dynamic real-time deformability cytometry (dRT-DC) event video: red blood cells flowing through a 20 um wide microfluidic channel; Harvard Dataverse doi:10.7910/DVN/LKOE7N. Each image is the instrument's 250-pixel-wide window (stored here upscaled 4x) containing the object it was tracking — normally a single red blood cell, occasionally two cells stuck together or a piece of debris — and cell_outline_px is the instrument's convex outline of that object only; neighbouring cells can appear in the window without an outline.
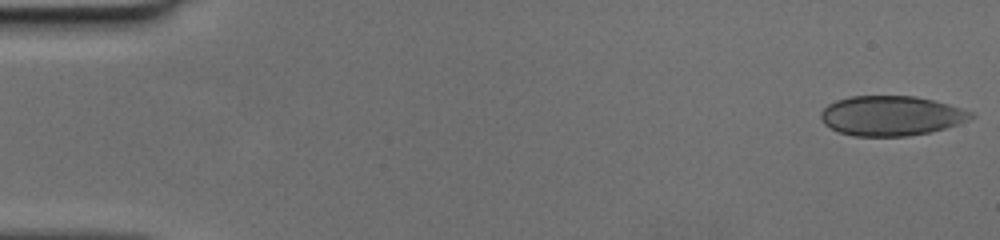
{"species": "human", "species_latin": "Homo sapiens", "temperature_condition": "cold", "stored_images_in_passage": 48, "camera_frame_rate_fps": 3000, "um_per_image_px": 0.085, "donor": {"sex": "female"}, "frame": {"image": 1, "passage_image": 1, "time_ms": 0.0, "image_size_px": [1000, 240], "cell_outline_px": [[976, 116], [968, 120], [944, 128], [928, 132], [908, 136], [852, 136], [840, 132], [824, 124], [820, 116], [820, 112], [828, 104], [836, 100], [848, 96], [916, 96], [948, 104], [976, 112]], "centroid_in_image_um": [75.75, 9.83], "position_along_channel_um": 9.3, "area_um2": 34.85}}
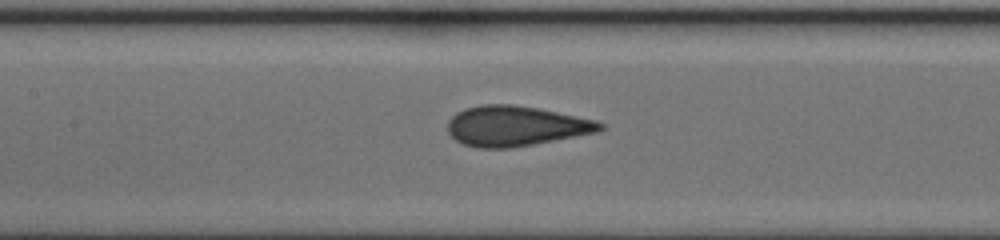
{"frame": {"image": 2, "passage_image": 23, "time_ms": 7.333, "image_size_px": [1000, 240], "cell_outline_px": [[604, 128], [596, 132], [532, 144], [508, 148], [476, 148], [464, 144], [456, 140], [448, 132], [448, 120], [456, 112], [464, 108], [480, 104], [512, 104], [536, 108], [596, 120], [604, 124]], "centroid_in_image_um": [43.78, 10.7], "position_along_channel_um": 163.6, "area_um2": 35.37}}
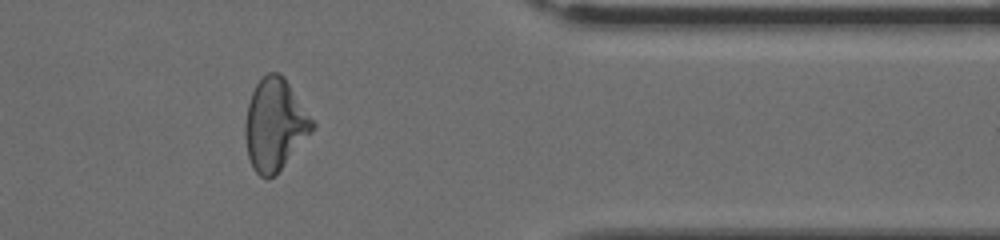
{"frame": {"image": 3, "passage_image": 40, "time_ms": 13.0, "image_size_px": [1000, 240], "cell_outline_px": [[316, 124], [312, 132], [276, 176], [268, 180], [260, 176], [252, 168], [248, 156], [244, 132], [244, 124], [248, 104], [252, 92], [256, 84], [268, 72], [280, 72], [284, 76]], "centroid_in_image_um": [23.36, 10.62], "position_along_channel_um": 388.0, "area_um2": 36.18}}